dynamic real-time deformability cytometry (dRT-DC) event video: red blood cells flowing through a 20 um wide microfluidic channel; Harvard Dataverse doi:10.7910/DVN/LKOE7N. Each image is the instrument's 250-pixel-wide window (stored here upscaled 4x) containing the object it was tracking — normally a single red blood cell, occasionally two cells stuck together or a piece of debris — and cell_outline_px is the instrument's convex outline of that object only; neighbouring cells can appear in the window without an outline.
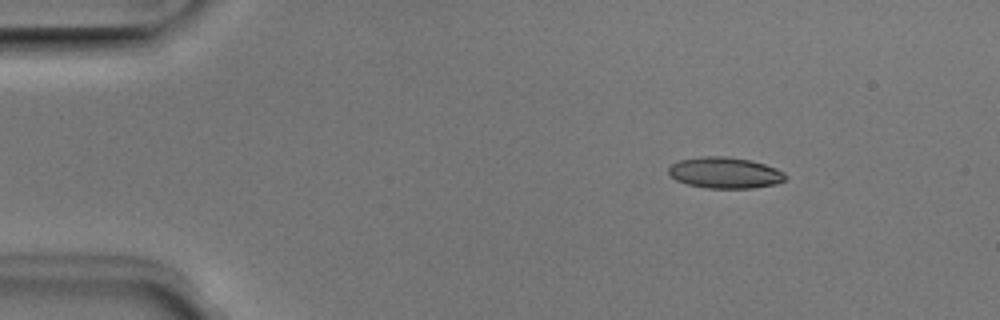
{"species": "Egyptian fruit bat (a non-hibernating species)", "species_latin": "Rousettus aegyptiacus", "temperature_condition": "room temperature", "stored_images_in_passage": 44, "camera_frame_rate_fps": 3000, "um_per_image_px": 0.085, "animal": {"sex": "male"}, "frame": {"image": 1, "passage_image": 1, "time_ms": 0.0, "image_size_px": [1000, 320], "cell_outline_px": [[788, 176], [784, 180], [776, 184], [752, 188], [704, 188], [688, 184], [676, 180], [668, 172], [668, 168], [672, 164], [680, 160], [700, 156], [728, 156], [748, 160], [764, 164], [776, 168], [784, 172]], "centroid_in_image_um": [61.63, 14.68], "position_along_channel_um": 23.4, "area_um2": 21.21}}
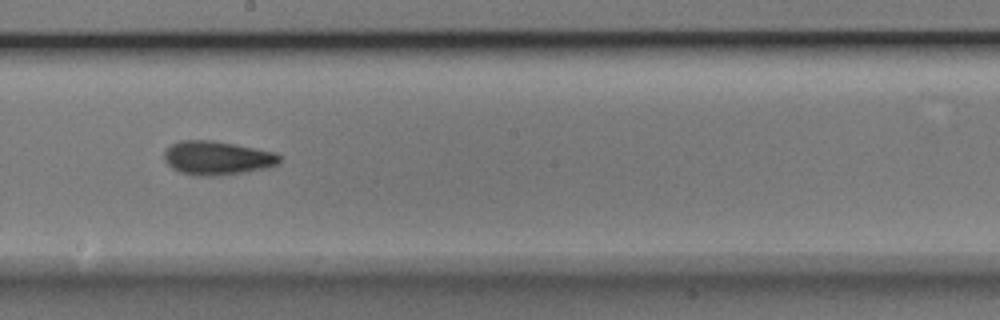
{"frame": {"image": 2, "passage_image": 22, "time_ms": 7.0, "image_size_px": [1000, 320], "cell_outline_px": [[280, 160], [276, 164], [268, 168], [220, 176], [192, 176], [180, 172], [172, 168], [164, 160], [164, 152], [172, 144], [180, 140], [212, 140], [276, 152], [280, 156]], "centroid_in_image_um": [18.44, 13.44], "position_along_channel_um": 229.8, "area_um2": 22.83}}
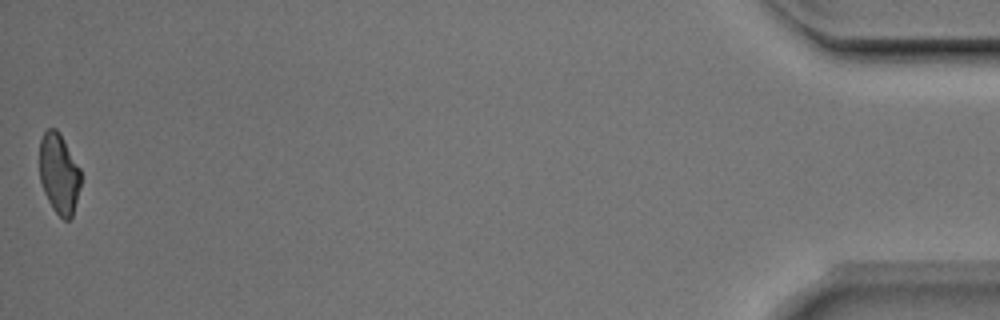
{"frame": {"image": 3, "passage_image": 44, "time_ms": 14.333, "image_size_px": [1000, 320], "cell_outline_px": [[80, 184], [72, 216], [68, 220], [64, 220], [52, 208], [44, 192], [40, 180], [40, 140], [44, 132], [48, 128], [56, 128], [60, 132], [80, 168]], "centroid_in_image_um": [5.01, 14.73], "position_along_channel_um": 430.2, "area_um2": 19.19}, "authors_computed_cell_mechanics": {"area_um2": 21.3282, "velocity_mm_per_s": 4.0344, "shape_relaxation_time_tau1_ms": 2.9414, "shape_relaxation_time_tau2_ms": 2.0971, "deformation_change_tau1": 0.1167, "deformation_change_tau2": 0.087}}